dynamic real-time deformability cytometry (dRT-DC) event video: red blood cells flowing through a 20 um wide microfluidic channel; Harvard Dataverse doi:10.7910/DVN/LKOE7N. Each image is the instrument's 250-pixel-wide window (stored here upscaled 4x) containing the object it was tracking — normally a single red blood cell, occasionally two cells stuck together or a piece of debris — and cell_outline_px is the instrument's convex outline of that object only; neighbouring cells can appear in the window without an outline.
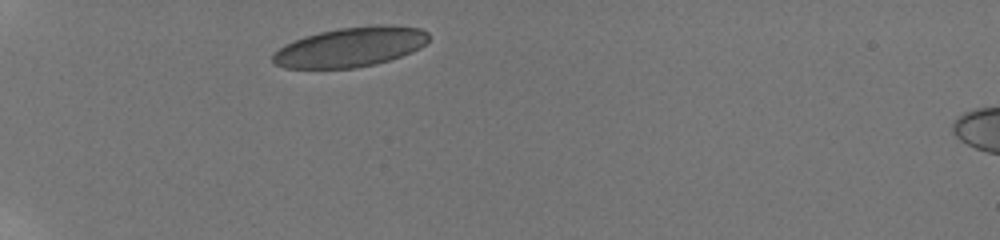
{"species": "human", "species_latin": "Homo sapiens", "temperature_condition": "room temperature", "stored_images_in_passage": 10, "camera_frame_rate_fps": 3000, "um_per_image_px": 0.085, "donor": {"sex": "male"}, "frame": {"image": 1, "passage_image": 1, "time_ms": 0.0, "image_size_px": [1000, 240], "cell_outline_px": [[428, 40], [420, 48], [412, 52], [376, 64], [356, 68], [284, 68], [272, 64], [272, 52], [284, 44], [304, 36], [320, 32], [340, 28], [376, 24], [388, 24], [420, 28], [428, 32]], "centroid_in_image_um": [29.75, 3.99], "position_along_channel_um": 55.2, "area_um2": 36.36}}
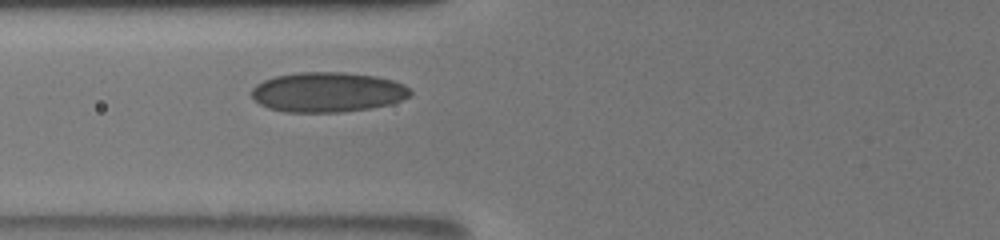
{"frame": {"image": 2, "passage_image": 7, "time_ms": 2.0, "image_size_px": [1000, 240], "cell_outline_px": [[412, 92], [408, 96], [400, 100], [388, 104], [368, 108], [340, 112], [284, 112], [268, 108], [260, 104], [252, 96], [252, 88], [256, 84], [264, 80], [276, 76], [300, 72], [340, 72], [376, 76], [392, 80], [404, 84]], "centroid_in_image_um": [27.82, 7.83], "position_along_channel_um": 98.0, "area_um2": 36.65}}
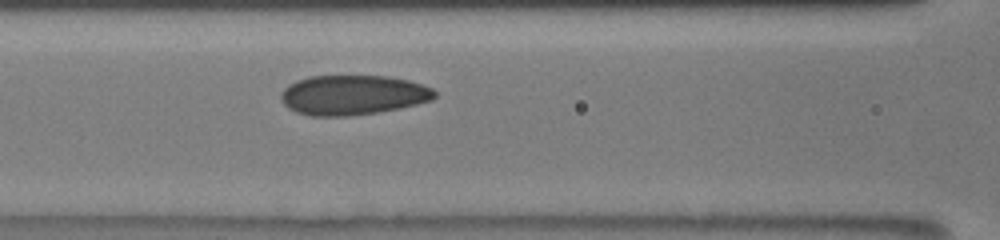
{"frame": {"image": 3, "passage_image": 10, "time_ms": 3.0, "image_size_px": [1000, 240], "cell_outline_px": [[436, 96], [432, 100], [400, 108], [376, 112], [348, 116], [308, 116], [296, 112], [288, 108], [284, 104], [280, 96], [280, 92], [288, 84], [296, 80], [308, 76], [388, 76], [408, 80], [432, 88], [436, 92]], "centroid_in_image_um": [29.96, 8.07], "position_along_channel_um": 136.6, "area_um2": 35.78}}